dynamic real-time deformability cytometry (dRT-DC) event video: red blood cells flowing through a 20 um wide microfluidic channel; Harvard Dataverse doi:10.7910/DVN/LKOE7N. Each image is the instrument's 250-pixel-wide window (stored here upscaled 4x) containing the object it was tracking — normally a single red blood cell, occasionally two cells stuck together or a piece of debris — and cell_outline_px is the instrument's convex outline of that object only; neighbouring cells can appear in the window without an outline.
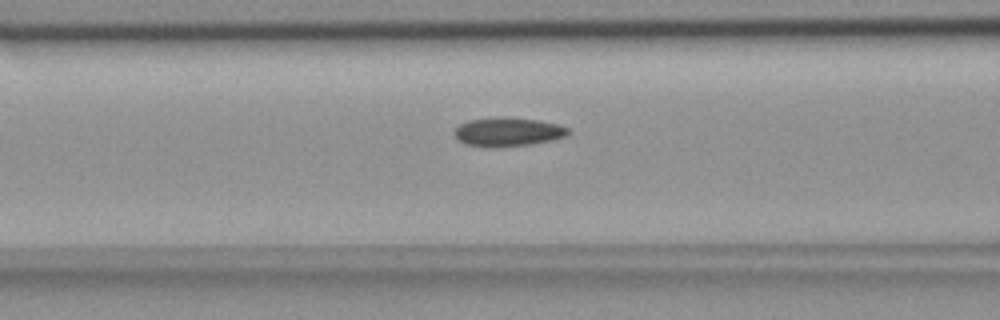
{"species": "common noctule bat (a hibernating species)", "species_latin": "Nyctalus noctula", "temperature_condition": "room temperature", "stored_images_in_passage": 52, "camera_frame_rate_fps": 3000, "um_per_image_px": 0.085, "animal": {"sex": "female", "body_mass_g": 18.4}, "frame": {"image": 1, "passage_image": 19, "time_ms": 6.0, "image_size_px": [1000, 320], "cell_outline_px": [[568, 132], [564, 136], [548, 140], [528, 144], [492, 148], [464, 144], [456, 140], [452, 132], [460, 124], [468, 120], [500, 116], [508, 116], [536, 120], [560, 124], [568, 128]], "centroid_in_image_um": [43.07, 11.2], "position_along_channel_um": 123.5, "area_um2": 19.25}}
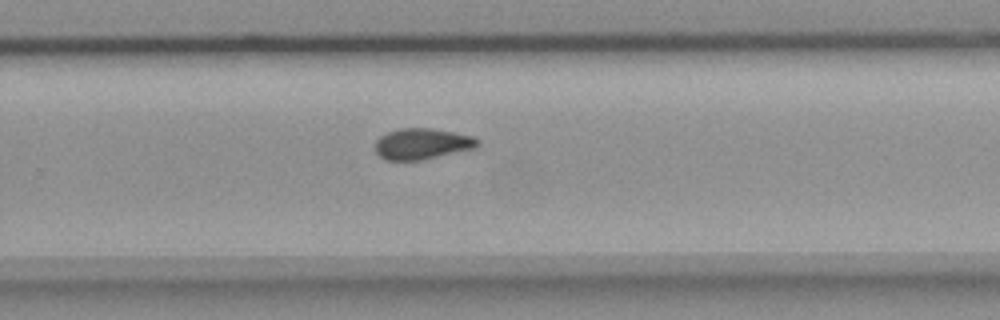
{"frame": {"image": 2, "passage_image": 33, "time_ms": 10.667, "image_size_px": [1000, 320], "cell_outline_px": [[480, 144], [476, 148], [420, 160], [384, 160], [376, 152], [376, 140], [380, 136], [388, 132], [400, 128], [432, 128], [472, 136], [480, 140]], "centroid_in_image_um": [35.89, 12.22], "position_along_channel_um": 293.9, "area_um2": 18.44}}
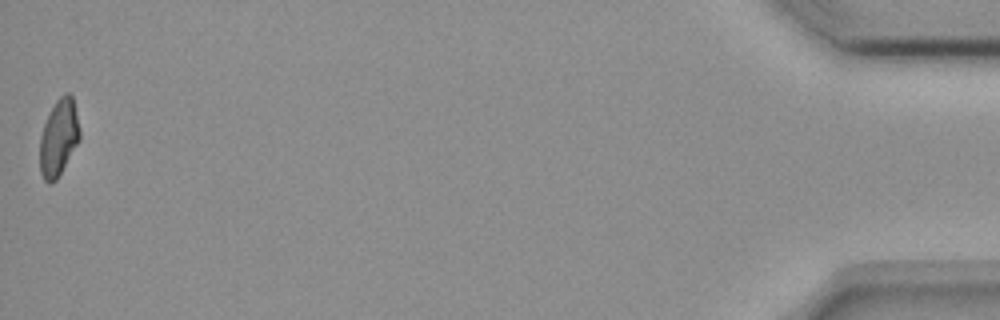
{"frame": {"image": 3, "passage_image": 52, "time_ms": 17.0, "image_size_px": [1000, 320], "cell_outline_px": [[80, 140], [56, 180], [48, 184], [44, 180], [40, 172], [40, 136], [44, 124], [56, 100], [64, 92], [68, 92], [72, 96], [80, 128]], "centroid_in_image_um": [4.99, 11.7], "position_along_channel_um": 430.2, "area_um2": 17.74}, "authors_computed_cell_mechanics": {"area_um2": 18.5827, "velocity_mm_per_s": 3.6635, "shape_relaxation_time_tau1_ms": null, "shape_relaxation_time_tau2_ms": 3.0499, "deformation_change_tau1": null, "deformation_change_tau2": 0.0833}}